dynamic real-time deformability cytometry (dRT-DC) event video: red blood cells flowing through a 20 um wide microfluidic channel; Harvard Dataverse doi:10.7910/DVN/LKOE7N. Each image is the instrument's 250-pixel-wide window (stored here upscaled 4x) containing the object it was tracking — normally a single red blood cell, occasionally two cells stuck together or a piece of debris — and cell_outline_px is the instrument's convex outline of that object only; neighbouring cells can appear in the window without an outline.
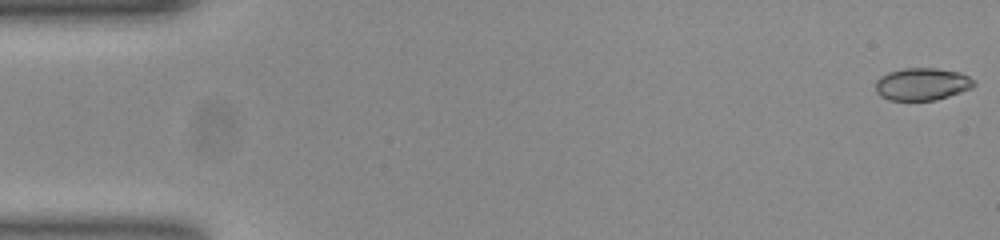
{"species": "common noctule bat (a hibernating species)", "species_latin": "Nyctalus noctula", "temperature_condition": "room temperature", "stored_images_in_passage": 15, "camera_frame_rate_fps": 3000, "um_per_image_px": 0.085, "animal": {"sex": "female", "body_mass_g": 23.0, "forearm_length_mm": 53.4}, "frame": {"image": 1, "passage_image": 1, "time_ms": 0.0, "image_size_px": [1000, 240], "cell_outline_px": [[976, 84], [972, 88], [936, 100], [888, 100], [880, 96], [876, 92], [876, 80], [880, 76], [888, 72], [900, 68], [936, 68], [960, 72], [968, 76]], "centroid_in_image_um": [78.35, 7.14], "position_along_channel_um": 6.7, "area_um2": 18.67}}
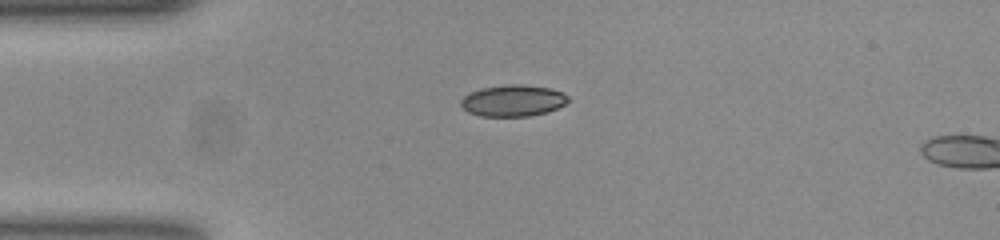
{"frame": {"image": 2, "passage_image": 13, "time_ms": 4.0, "image_size_px": [1000, 240], "cell_outline_px": [[568, 100], [564, 104], [548, 112], [528, 116], [480, 116], [468, 112], [460, 104], [460, 100], [464, 96], [480, 88], [508, 84], [520, 84], [552, 88], [564, 92], [568, 96]], "centroid_in_image_um": [43.61, 8.54], "position_along_channel_um": 41.4, "area_um2": 19.71}}